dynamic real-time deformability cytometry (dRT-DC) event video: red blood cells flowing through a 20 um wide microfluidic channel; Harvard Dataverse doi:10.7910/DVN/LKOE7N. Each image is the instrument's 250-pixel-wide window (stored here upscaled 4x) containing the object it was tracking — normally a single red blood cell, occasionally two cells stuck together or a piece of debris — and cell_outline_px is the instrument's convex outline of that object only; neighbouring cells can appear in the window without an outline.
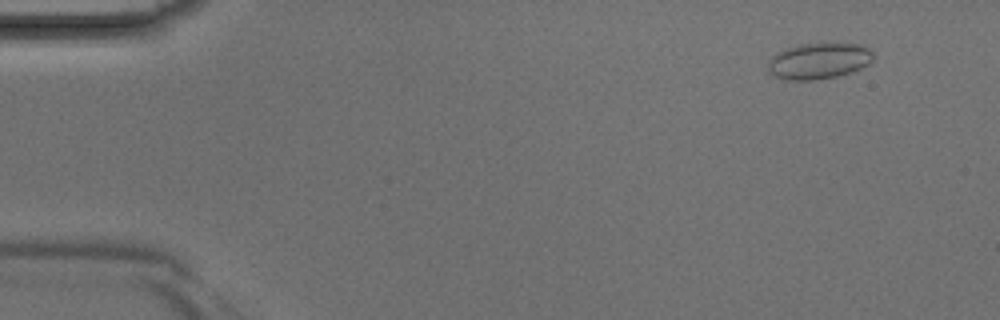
{"species": "Egyptian fruit bat (a non-hibernating species)", "species_latin": "Rousettus aegyptiacus", "temperature_condition": "room temperature", "stored_images_in_passage": 41, "camera_frame_rate_fps": 3000, "um_per_image_px": 0.085, "animal": {"sex": "male"}, "frame": {"image": 1, "passage_image": 3, "time_ms": 0.667, "image_size_px": [1000, 320], "cell_outline_px": [[872, 60], [868, 64], [852, 72], [836, 76], [812, 80], [788, 80], [776, 76], [768, 72], [768, 60], [776, 52], [784, 48], [796, 44], [864, 44], [872, 52]], "centroid_in_image_um": [69.56, 5.17], "position_along_channel_um": 15.4, "area_um2": 22.14}}
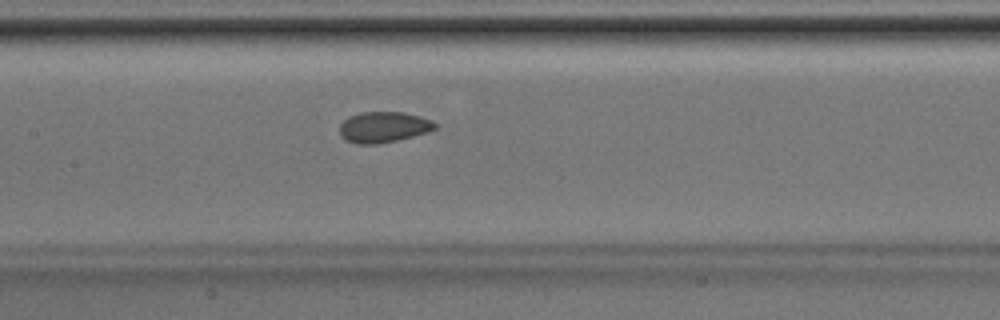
{"frame": {"image": 2, "passage_image": 20, "time_ms": 6.333, "image_size_px": [1000, 320], "cell_outline_px": [[436, 128], [428, 132], [396, 140], [376, 144], [356, 144], [340, 136], [340, 124], [348, 116], [360, 112], [404, 112], [420, 116], [432, 120], [436, 124]], "centroid_in_image_um": [32.59, 10.79], "position_along_channel_um": 174.8, "area_um2": 17.11}}
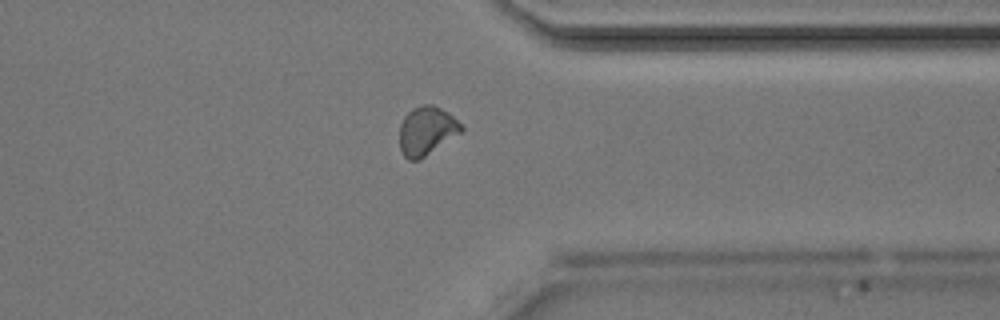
{"frame": {"image": 3, "passage_image": 33, "time_ms": 10.667, "image_size_px": [1000, 320], "cell_outline_px": [[464, 128], [460, 132], [420, 160], [408, 160], [404, 156], [400, 148], [400, 124], [404, 116], [412, 108], [424, 104], [432, 104], [448, 112]], "centroid_in_image_um": [36.23, 11.11], "position_along_channel_um": 375.2, "area_um2": 17.28}}